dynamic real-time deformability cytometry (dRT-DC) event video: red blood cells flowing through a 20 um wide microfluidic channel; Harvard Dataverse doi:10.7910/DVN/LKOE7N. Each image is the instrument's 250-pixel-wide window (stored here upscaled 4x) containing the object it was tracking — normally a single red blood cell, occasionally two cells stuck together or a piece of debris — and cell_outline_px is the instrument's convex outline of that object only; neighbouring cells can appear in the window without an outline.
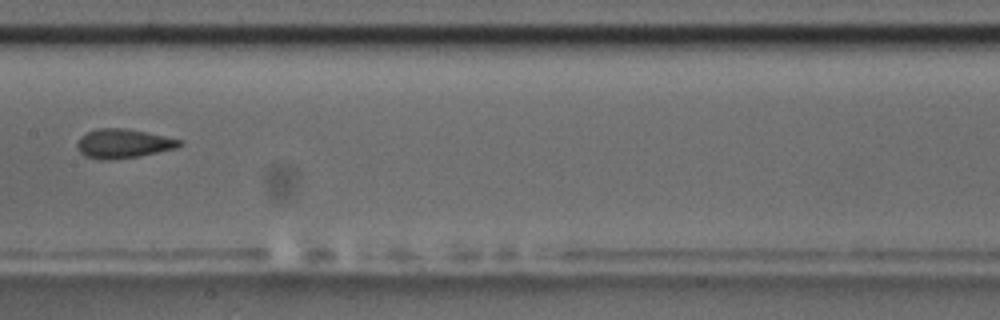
{"species": "common noctule bat (a hibernating species)", "species_latin": "Nyctalus noctula", "temperature_condition": "room temperature", "stored_images_in_passage": 6, "camera_frame_rate_fps": 3000, "um_per_image_px": 0.085, "animal": {"sex": "male", "body_mass_g": 17.5, "forearm_length_mm": 52.3}, "frame": {"image": 1, "passage_image": 4, "time_ms": 3.667, "image_size_px": [1000, 320], "cell_outline_px": [[184, 144], [176, 148], [140, 156], [108, 160], [100, 160], [84, 156], [76, 148], [76, 144], [80, 136], [96, 128], [128, 128], [164, 136], [180, 140]], "centroid_in_image_um": [10.44, 12.2], "position_along_channel_um": 197.0, "area_um2": 17.51}}
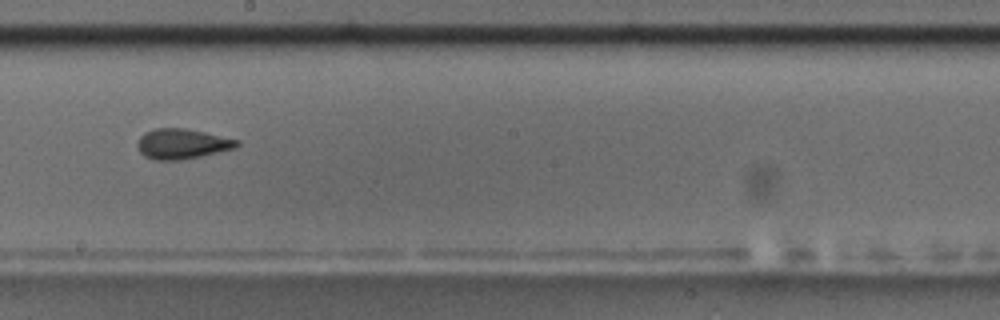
{"frame": {"image": 2, "passage_image": 5, "time_ms": 4.667, "image_size_px": [1000, 320], "cell_outline_px": [[240, 144], [236, 148], [184, 160], [152, 160], [144, 156], [140, 152], [136, 144], [140, 136], [144, 132], [152, 128], [184, 128], [204, 132], [240, 140]], "centroid_in_image_um": [15.46, 12.23], "position_along_channel_um": 232.7, "area_um2": 17.74}}